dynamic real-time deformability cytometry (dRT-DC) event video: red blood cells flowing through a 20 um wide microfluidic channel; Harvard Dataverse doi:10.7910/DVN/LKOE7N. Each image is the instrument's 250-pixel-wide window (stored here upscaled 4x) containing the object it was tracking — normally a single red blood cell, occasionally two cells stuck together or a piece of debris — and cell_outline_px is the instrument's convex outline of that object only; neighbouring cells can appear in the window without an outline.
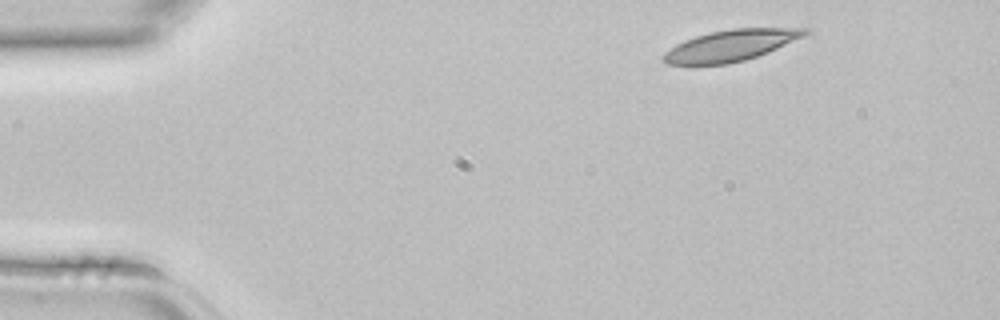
{"species": "common noctule bat (a hibernating species)", "species_latin": "Nyctalus noctula", "temperature_condition": "room temperature", "stored_images_in_passage": 2, "camera_frame_rate_fps": 3000, "um_per_image_px": 0.085, "animal": {"sex": "female", "body_mass_g": 22.7, "forearm_length_mm": 54.2}, "frame": {"image": 1, "passage_image": 1, "time_ms": 0.0, "image_size_px": [1000, 320], "cell_outline_px": [[812, 32], [804, 36], [768, 52], [744, 60], [728, 64], [668, 64], [660, 60], [660, 56], [664, 52], [676, 44], [684, 40], [696, 36], [712, 32], [732, 28], [812, 28]], "centroid_in_image_um": [62.11, 3.86], "position_along_channel_um": 22.9, "area_um2": 25.72}}